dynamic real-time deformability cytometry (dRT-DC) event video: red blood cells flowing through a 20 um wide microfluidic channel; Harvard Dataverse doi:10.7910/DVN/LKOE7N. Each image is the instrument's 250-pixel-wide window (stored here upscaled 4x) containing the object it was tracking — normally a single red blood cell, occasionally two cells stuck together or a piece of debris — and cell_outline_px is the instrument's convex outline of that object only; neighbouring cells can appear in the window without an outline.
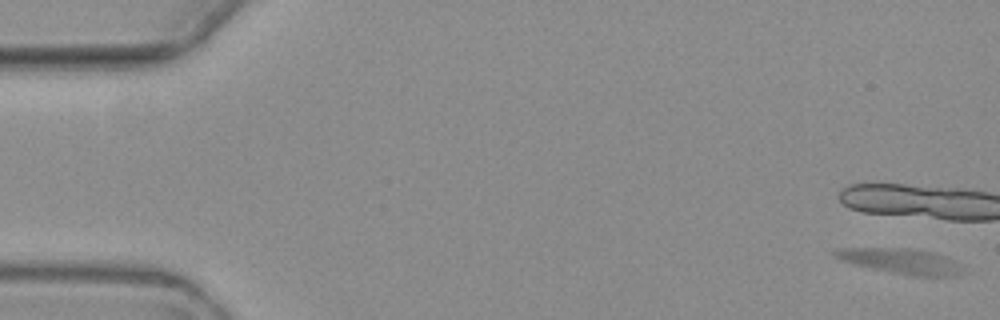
{"species": "common noctule bat (a hibernating species)", "species_latin": "Nyctalus noctula", "temperature_condition": "warm", "stored_images_in_passage": 4, "camera_frame_rate_fps": 3000, "um_per_image_px": 0.085, "animal": {"sex": "female", "body_mass_g": 19.3, "forearm_length_mm": 54.1}, "frame": {"image": 1, "passage_image": 1, "time_ms": 0.0, "image_size_px": [1000, 320], "cell_outline_px": [[960, 272], [956, 276], [912, 276], [852, 264], [840, 260], [832, 256], [832, 252], [844, 248], [908, 248], [932, 252], [940, 256], [960, 268]], "centroid_in_image_um": [76.43, 22.19], "position_along_channel_um": 8.6, "area_um2": 18.09}}